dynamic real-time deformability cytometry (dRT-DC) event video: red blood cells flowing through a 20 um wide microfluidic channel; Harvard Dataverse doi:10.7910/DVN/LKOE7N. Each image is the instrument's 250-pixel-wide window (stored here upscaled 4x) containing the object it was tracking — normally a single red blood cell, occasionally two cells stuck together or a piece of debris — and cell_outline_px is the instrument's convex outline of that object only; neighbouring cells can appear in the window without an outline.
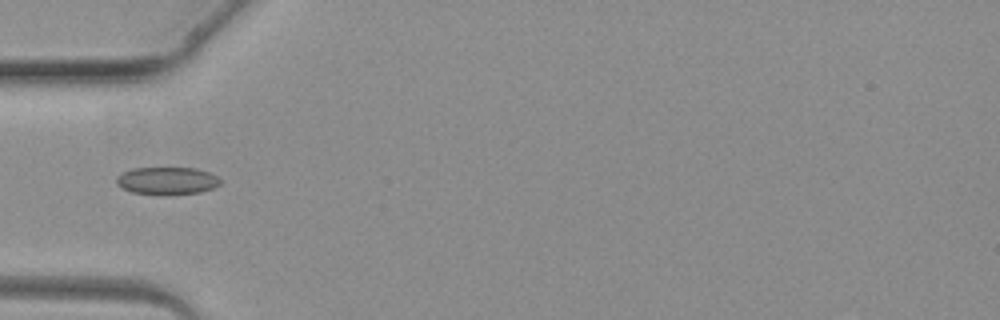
{"species": "common noctule bat (a hibernating species)", "species_latin": "Nyctalus noctula", "temperature_condition": "warm", "stored_images_in_passage": 3, "camera_frame_rate_fps": 3000, "um_per_image_px": 0.085, "animal": {"sex": "female", "body_mass_g": 19.3, "forearm_length_mm": 54.1}, "frame": {"image": 1, "passage_image": 3, "time_ms": 2.667, "image_size_px": [1000, 320], "cell_outline_px": [[220, 184], [212, 188], [200, 192], [168, 196], [160, 196], [132, 192], [120, 188], [116, 184], [116, 176], [120, 172], [132, 168], [196, 168], [208, 172], [216, 176], [220, 180]], "centroid_in_image_um": [14.13, 15.38], "position_along_channel_um": 70.9, "area_um2": 17.11}}